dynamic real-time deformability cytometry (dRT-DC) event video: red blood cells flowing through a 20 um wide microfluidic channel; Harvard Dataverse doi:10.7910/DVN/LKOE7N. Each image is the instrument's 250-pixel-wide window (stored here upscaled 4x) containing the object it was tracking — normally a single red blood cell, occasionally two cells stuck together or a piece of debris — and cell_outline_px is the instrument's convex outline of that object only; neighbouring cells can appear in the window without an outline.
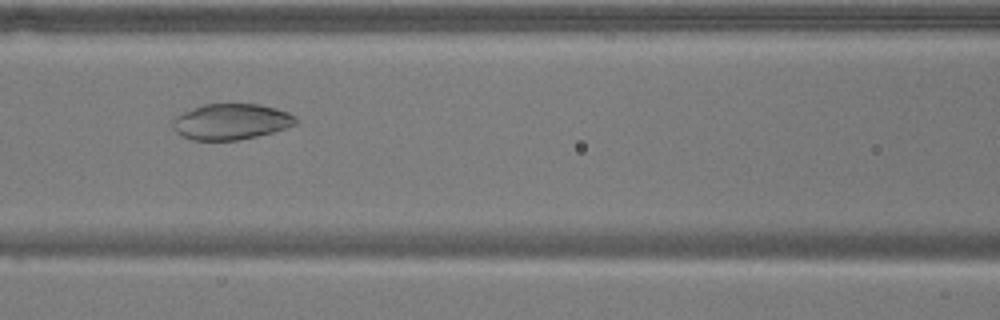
{"species": "common noctule bat (a hibernating species)", "species_latin": "Nyctalus noctula", "temperature_condition": "warm", "stored_images_in_passage": 33, "camera_frame_rate_fps": 3000, "um_per_image_px": 0.085, "animal": {"sex": "male", "body_mass_g": 17.9}, "frame": {"image": 1, "passage_image": 8, "time_ms": 2.333, "image_size_px": [1000, 320], "cell_outline_px": [[300, 120], [296, 124], [272, 132], [256, 136], [236, 140], [192, 140], [180, 136], [172, 128], [172, 120], [176, 116], [184, 112], [204, 104], [260, 104], [276, 108], [288, 112], [296, 116]], "centroid_in_image_um": [19.64, 10.34], "position_along_channel_um": 147.0, "area_um2": 25.78}}
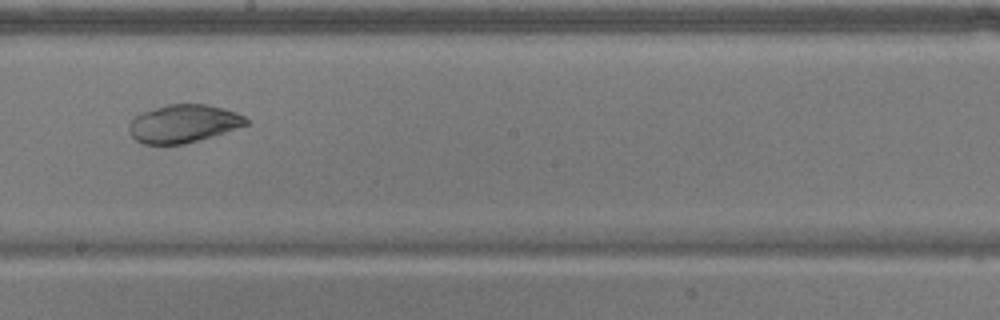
{"frame": {"image": 2, "passage_image": 15, "time_ms": 4.667, "image_size_px": [1000, 320], "cell_outline_px": [[248, 124], [224, 132], [184, 144], [144, 144], [136, 140], [128, 132], [128, 124], [136, 116], [144, 112], [168, 104], [208, 104], [224, 108], [236, 112], [244, 116], [248, 120]], "centroid_in_image_um": [15.58, 10.5], "position_along_channel_um": 232.6, "area_um2": 25.66}}
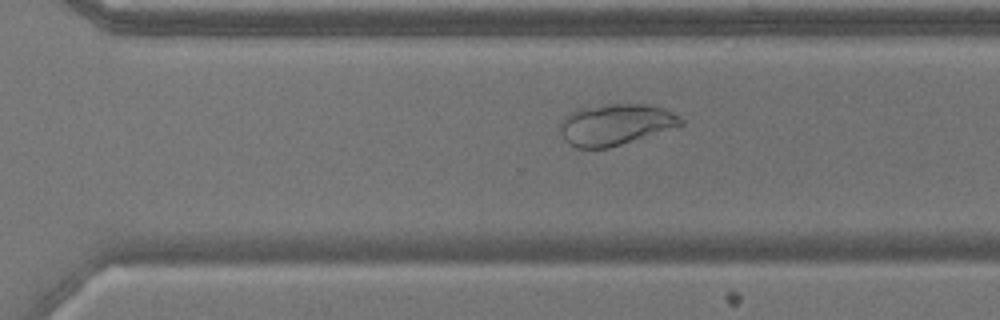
{"frame": {"image": 3, "passage_image": 22, "time_ms": 7.0, "image_size_px": [1000, 320], "cell_outline_px": [[684, 124], [608, 148], [576, 148], [568, 144], [560, 132], [560, 120], [564, 116], [580, 108], [608, 104], [648, 104], [664, 108], [680, 116], [684, 120]], "centroid_in_image_um": [52.29, 10.57], "position_along_channel_um": 318.3, "area_um2": 28.84}, "authors_computed_cell_mechanics": {"area_um2": 27.9752, "velocity_mm_per_s": 3.6804, "shape_relaxation_time_tau1_ms": null, "shape_relaxation_time_tau2_ms": 8.6986, "deformation_change_tau1": null, "deformation_change_tau2": 0.0955}}